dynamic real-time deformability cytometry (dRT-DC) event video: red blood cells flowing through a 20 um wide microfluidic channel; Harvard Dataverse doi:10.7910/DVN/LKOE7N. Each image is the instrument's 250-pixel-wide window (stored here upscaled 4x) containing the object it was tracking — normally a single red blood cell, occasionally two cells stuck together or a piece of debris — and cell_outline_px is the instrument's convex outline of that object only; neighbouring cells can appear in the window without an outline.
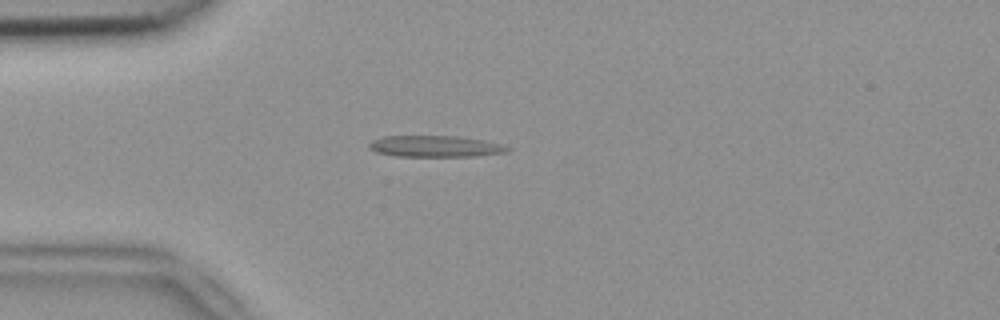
{"species": "common noctule bat (a hibernating species)", "species_latin": "Nyctalus noctula", "temperature_condition": "room temperature", "stored_images_in_passage": 40, "camera_frame_rate_fps": 3000, "um_per_image_px": 0.085, "animal": {"sex": "female", "body_mass_g": 18.4}, "frame": {"image": 1, "passage_image": 1, "time_ms": 0.0, "image_size_px": [1000, 320], "cell_outline_px": [[512, 148], [504, 152], [476, 156], [396, 156], [376, 152], [368, 148], [368, 144], [372, 140], [384, 136], [452, 136], [480, 140], [500, 144]], "centroid_in_image_um": [36.92, 12.44], "position_along_channel_um": 48.1, "area_um2": 16.94}}
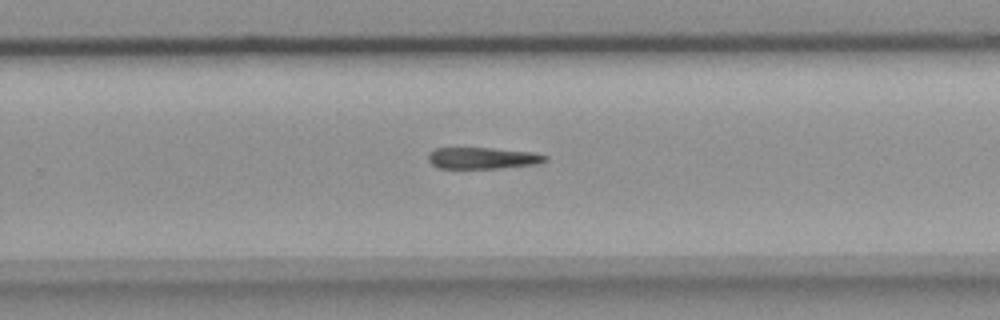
{"frame": {"image": 2, "passage_image": 21, "time_ms": 6.667, "image_size_px": [1000, 320], "cell_outline_px": [[548, 160], [536, 164], [496, 168], [440, 168], [432, 164], [428, 160], [428, 152], [436, 148], [492, 148], [532, 152], [548, 156]], "centroid_in_image_um": [41.01, 13.43], "position_along_channel_um": 288.8, "area_um2": 14.57}}
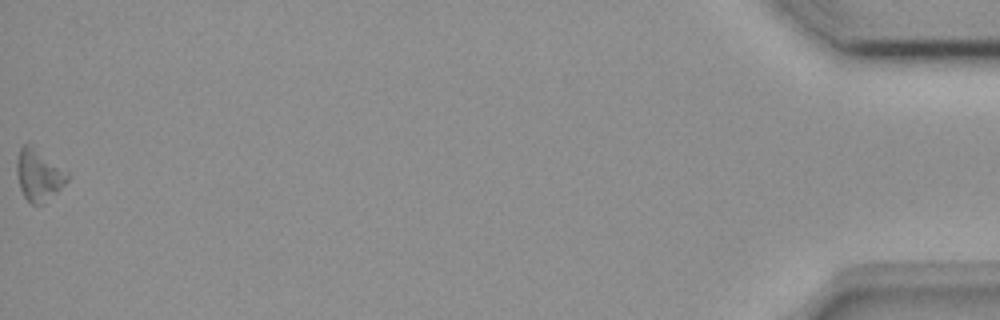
{"frame": {"image": 3, "passage_image": 40, "time_ms": 13.0, "image_size_px": [1000, 320], "cell_outline_px": [[68, 180], [56, 192], [40, 204], [32, 204], [24, 196], [20, 188], [16, 172], [16, 164], [20, 148], [24, 144], [28, 144], [68, 172]], "centroid_in_image_um": [3.26, 14.88], "position_along_channel_um": 431.9, "area_um2": 14.57}}